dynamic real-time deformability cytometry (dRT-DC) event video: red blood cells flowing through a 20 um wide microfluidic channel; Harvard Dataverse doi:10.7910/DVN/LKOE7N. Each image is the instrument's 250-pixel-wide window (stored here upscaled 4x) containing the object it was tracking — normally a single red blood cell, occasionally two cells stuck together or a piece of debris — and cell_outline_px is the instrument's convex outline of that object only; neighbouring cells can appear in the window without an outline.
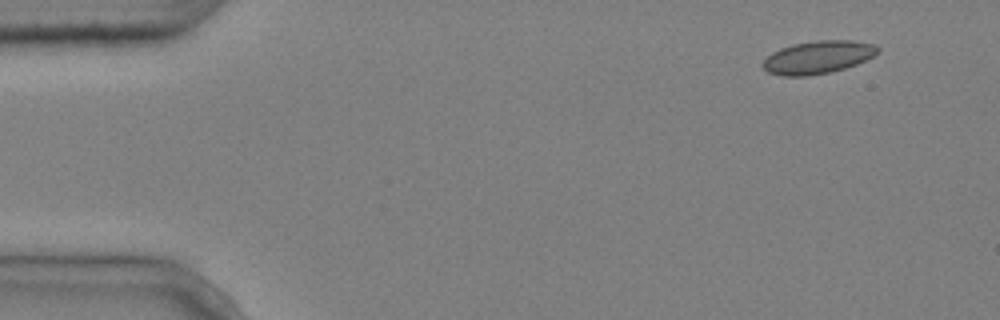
{"species": "common noctule bat (a hibernating species)", "species_latin": "Nyctalus noctula", "temperature_condition": "cold", "stored_images_in_passage": 3, "camera_frame_rate_fps": 3000, "um_per_image_px": 0.085, "animal": {"sex": "male", "body_mass_g": 20.4}, "frame": {"image": 1, "passage_image": 1, "time_ms": 0.0, "image_size_px": [1000, 320], "cell_outline_px": [[880, 52], [856, 64], [832, 72], [808, 76], [784, 76], [768, 72], [764, 68], [764, 60], [772, 52], [780, 48], [792, 44], [816, 40], [852, 40], [876, 44], [880, 48]], "centroid_in_image_um": [69.55, 4.85], "position_along_channel_um": 15.4, "area_um2": 22.02}}